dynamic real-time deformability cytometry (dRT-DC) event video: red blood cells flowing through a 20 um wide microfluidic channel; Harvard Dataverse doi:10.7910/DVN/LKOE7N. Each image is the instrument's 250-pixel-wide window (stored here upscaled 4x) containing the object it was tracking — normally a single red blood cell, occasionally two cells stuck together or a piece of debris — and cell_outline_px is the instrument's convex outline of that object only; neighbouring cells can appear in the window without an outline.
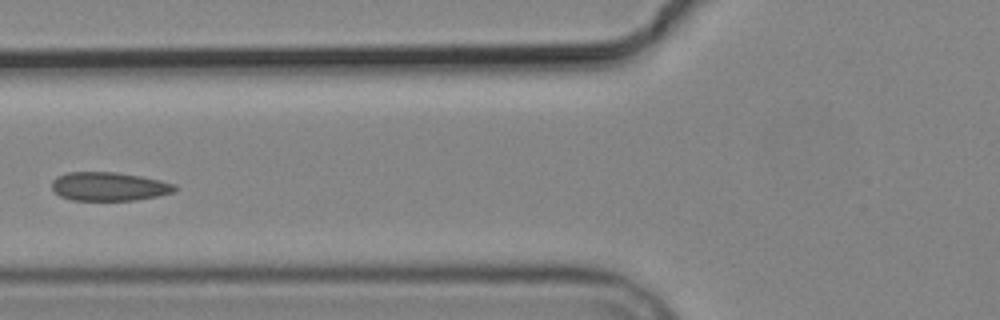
{"species": "common noctule bat (a hibernating species)", "species_latin": "Nyctalus noctula", "temperature_condition": "cold", "stored_images_in_passage": 8, "camera_frame_rate_fps": 3000, "um_per_image_px": 0.085, "animal": {"sex": "male", "body_mass_g": 19.2, "forearm_length_mm": 51.8}, "frame": {"image": 1, "passage_image": 7, "time_ms": 8.0, "image_size_px": [1000, 320], "cell_outline_px": [[176, 188], [172, 192], [156, 196], [136, 200], [72, 200], [60, 196], [52, 188], [52, 180], [56, 176], [68, 172], [116, 172], [140, 176], [160, 180], [176, 184]], "centroid_in_image_um": [9.24, 15.84], "position_along_channel_um": 116.6, "area_um2": 20.46}}
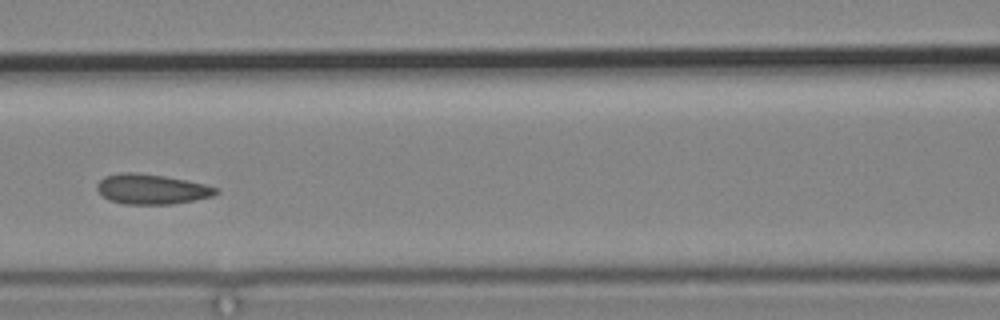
{"frame": {"image": 2, "passage_image": 8, "time_ms": 9.0, "image_size_px": [1000, 320], "cell_outline_px": [[220, 192], [212, 196], [172, 204], [124, 204], [108, 200], [96, 188], [96, 184], [104, 176], [124, 172], [132, 172], [164, 176], [204, 184], [220, 188]], "centroid_in_image_um": [12.88, 16.08], "position_along_channel_um": 153.7, "area_um2": 20.69}}